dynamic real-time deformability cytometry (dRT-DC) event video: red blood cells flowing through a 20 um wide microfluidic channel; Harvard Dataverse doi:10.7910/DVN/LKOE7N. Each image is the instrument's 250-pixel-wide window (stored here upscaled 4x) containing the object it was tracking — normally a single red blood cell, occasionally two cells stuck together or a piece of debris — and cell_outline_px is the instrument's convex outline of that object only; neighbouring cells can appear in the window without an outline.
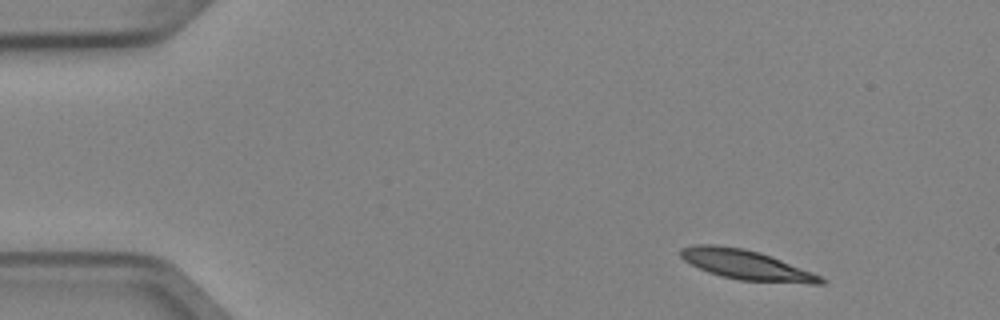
{"species": "Egyptian fruit bat (a non-hibernating species)", "species_latin": "Rousettus aegyptiacus", "temperature_condition": "cold", "stored_images_in_passage": 5, "camera_frame_rate_fps": 3000, "um_per_image_px": 0.085, "animal": {"sex": "female"}, "frame": {"image": 1, "passage_image": 1, "time_ms": 0.0, "image_size_px": [1000, 320], "cell_outline_px": [[828, 280], [824, 284], [812, 284], [740, 280], [708, 272], [684, 260], [680, 256], [680, 248], [696, 244], [716, 244], [744, 248], [760, 252], [812, 272]], "centroid_in_image_um": [63.44, 22.5], "position_along_channel_um": 21.6, "area_um2": 24.16}}
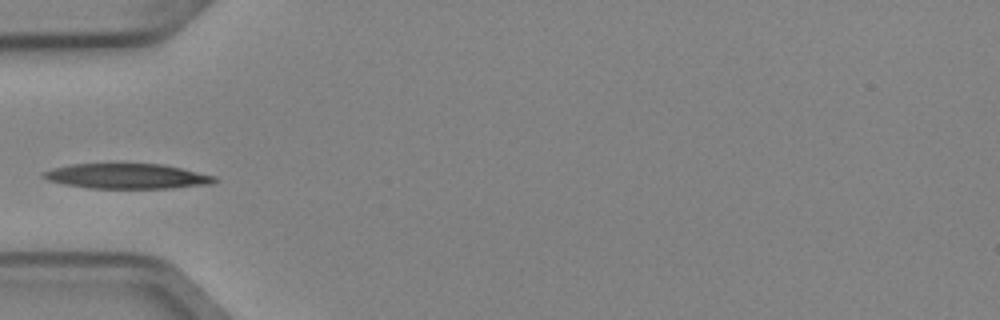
{"frame": {"image": 2, "passage_image": 4, "time_ms": 1.0, "image_size_px": [1000, 320], "cell_outline_px": [[220, 180], [216, 184], [172, 188], [88, 188], [64, 184], [48, 180], [40, 176], [40, 172], [52, 168], [72, 164], [164, 164], [216, 176]], "centroid_in_image_um": [10.83, 14.98], "position_along_channel_um": 74.2, "area_um2": 25.32}}
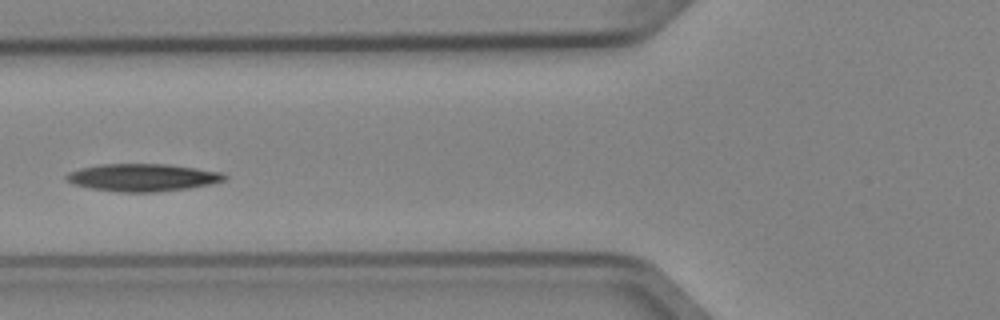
{"frame": {"image": 3, "passage_image": 5, "time_ms": 1.333, "image_size_px": [1000, 320], "cell_outline_px": [[228, 176], [224, 180], [208, 184], [188, 188], [152, 192], [120, 192], [92, 188], [72, 184], [64, 176], [68, 172], [80, 168], [100, 164], [168, 164], [196, 168], [220, 172]], "centroid_in_image_um": [12.08, 15.08], "position_along_channel_um": 113.7, "area_um2": 25.14}}